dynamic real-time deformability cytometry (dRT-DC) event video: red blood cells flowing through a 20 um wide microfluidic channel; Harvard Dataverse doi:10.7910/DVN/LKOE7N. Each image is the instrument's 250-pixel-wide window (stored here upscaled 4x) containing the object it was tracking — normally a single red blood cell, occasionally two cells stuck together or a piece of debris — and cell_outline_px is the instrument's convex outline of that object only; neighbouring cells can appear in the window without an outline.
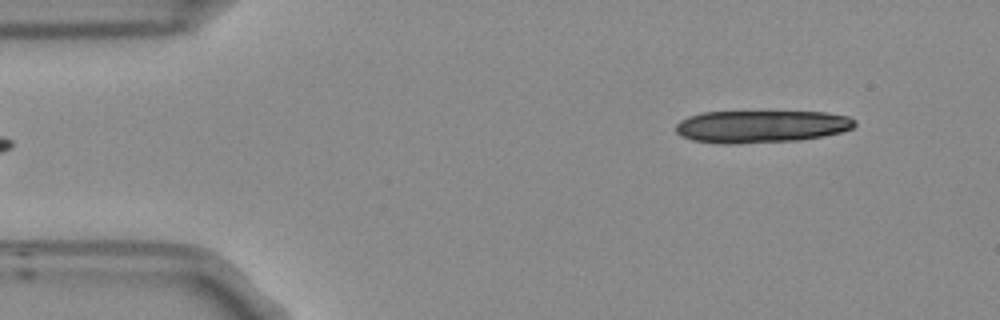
{"species": "Egyptian fruit bat (a non-hibernating species)", "species_latin": "Rousettus aegyptiacus", "temperature_condition": "room temperature", "stored_images_in_passage": 5, "segment_of_instrument_passage": [2, 2], "camera_frame_rate_fps": 3000, "um_per_image_px": 0.085, "frame": {"image": 1, "passage_image": 5, "time_ms": 1.333, "image_size_px": [1000, 320], "cell_outline_px": [[856, 124], [852, 128], [844, 132], [824, 136], [800, 140], [692, 140], [680, 136], [676, 132], [676, 124], [680, 120], [688, 116], [704, 112], [824, 112], [848, 116], [856, 120]], "centroid_in_image_um": [64.81, 10.69], "position_along_channel_um": 20.2, "area_um2": 32.31}}